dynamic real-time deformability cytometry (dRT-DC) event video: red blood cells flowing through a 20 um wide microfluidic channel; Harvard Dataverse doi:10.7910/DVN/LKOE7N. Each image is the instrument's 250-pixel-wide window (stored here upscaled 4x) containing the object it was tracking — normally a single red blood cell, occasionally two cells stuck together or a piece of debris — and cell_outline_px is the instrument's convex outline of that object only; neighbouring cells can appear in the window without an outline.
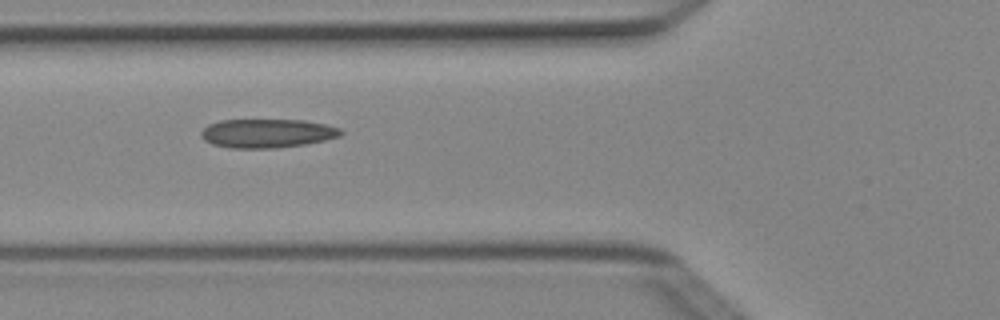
{"species": "Egyptian fruit bat (a non-hibernating species)", "species_latin": "Rousettus aegyptiacus", "temperature_condition": "cold", "stored_images_in_passage": 8, "camera_frame_rate_fps": 3000, "um_per_image_px": 0.085, "animal": {"sex": "female"}, "frame": {"image": 1, "passage_image": 5, "time_ms": 1.333, "image_size_px": [1000, 320], "cell_outline_px": [[344, 132], [340, 136], [324, 140], [304, 144], [276, 148], [228, 148], [212, 144], [204, 140], [200, 136], [200, 132], [208, 124], [220, 120], [304, 120], [324, 124], [340, 128]], "centroid_in_image_um": [22.68, 11.33], "position_along_channel_um": 103.1, "area_um2": 23.52}}
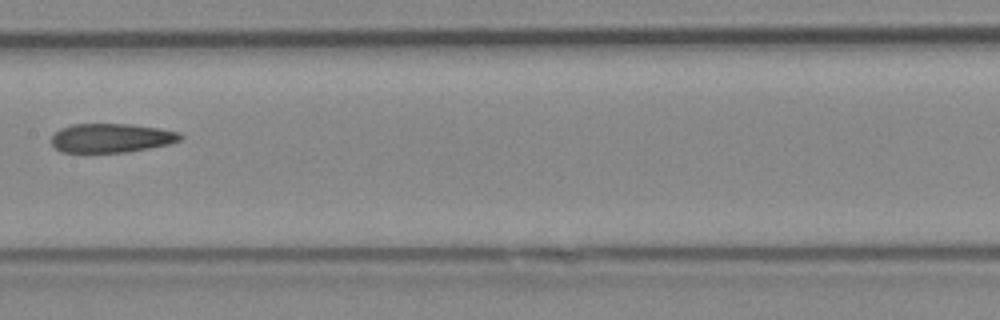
{"frame": {"image": 2, "passage_image": 7, "time_ms": 2.0, "image_size_px": [1000, 320], "cell_outline_px": [[184, 136], [180, 140], [168, 144], [128, 152], [60, 152], [52, 144], [52, 136], [60, 128], [72, 124], [128, 124], [156, 128], [180, 132]], "centroid_in_image_um": [9.45, 11.73], "position_along_channel_um": 197.9, "area_um2": 21.68}}
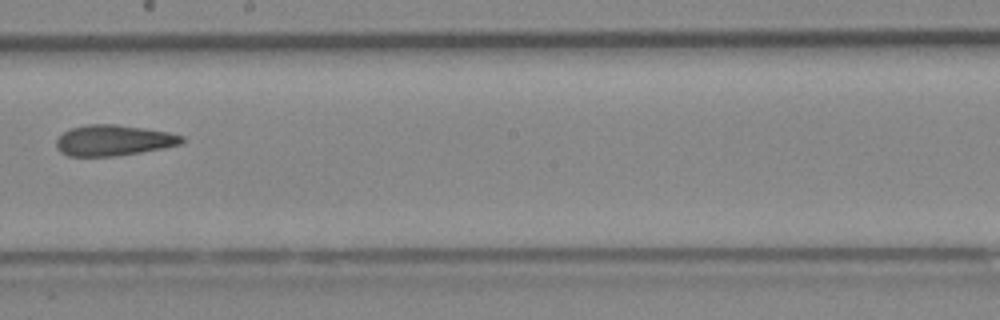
{"frame": {"image": 3, "passage_image": 8, "time_ms": 2.333, "image_size_px": [1000, 320], "cell_outline_px": [[184, 140], [180, 144], [140, 152], [116, 156], [68, 156], [60, 152], [56, 148], [56, 140], [64, 132], [72, 128], [88, 124], [116, 124], [144, 128], [168, 132], [184, 136]], "centroid_in_image_um": [9.62, 11.93], "position_along_channel_um": 238.6, "area_um2": 22.37}}